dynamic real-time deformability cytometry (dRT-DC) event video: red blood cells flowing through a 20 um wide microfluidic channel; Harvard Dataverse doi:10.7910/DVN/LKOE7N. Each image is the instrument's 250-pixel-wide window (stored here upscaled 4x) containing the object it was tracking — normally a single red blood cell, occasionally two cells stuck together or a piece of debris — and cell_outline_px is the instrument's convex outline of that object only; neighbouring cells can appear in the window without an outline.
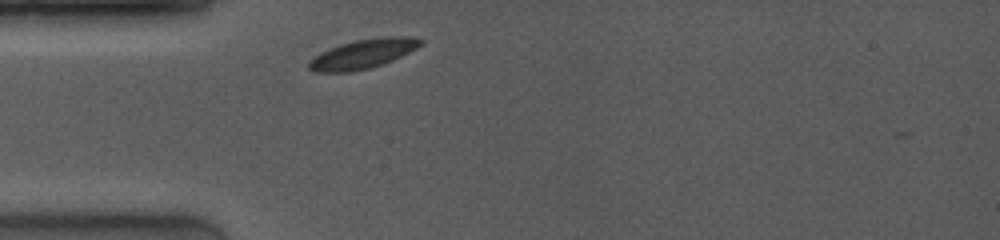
{"species": "common noctule bat (a hibernating species)", "species_latin": "Nyctalus noctula", "temperature_condition": "room temperature", "stored_images_in_passage": 25, "camera_frame_rate_fps": 4000, "um_per_image_px": 0.085, "animal": {"sex": "female", "body_mass_g": 19.0, "forearm_length_mm": 53.3}, "frame": {"image": 1, "passage_image": 1, "time_ms": 0.0, "image_size_px": [1000, 240], "cell_outline_px": [[424, 44], [392, 60], [368, 68], [352, 72], [312, 72], [308, 68], [308, 60], [320, 52], [328, 48], [340, 44], [356, 40], [380, 36], [408, 36], [424, 40]], "centroid_in_image_um": [30.81, 4.57], "position_along_channel_um": 54.2, "area_um2": 19.19}}
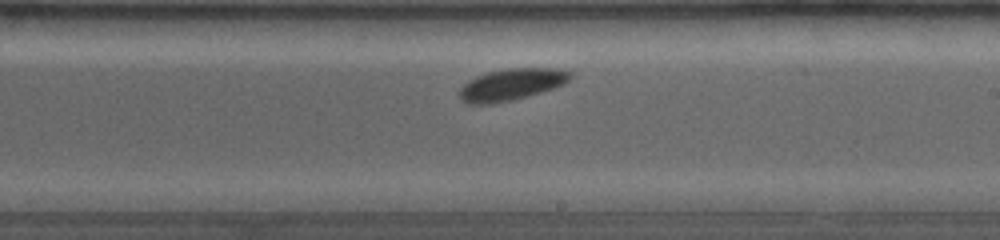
{"frame": {"image": 2, "passage_image": 14, "time_ms": 5.0, "image_size_px": [1000, 240], "cell_outline_px": [[572, 76], [564, 84], [528, 96], [512, 100], [488, 104], [468, 104], [460, 100], [460, 88], [468, 80], [476, 76], [488, 72], [504, 68], [560, 68], [572, 72]], "centroid_in_image_um": [43.46, 7.17], "position_along_channel_um": 245.5, "area_um2": 20.52}}
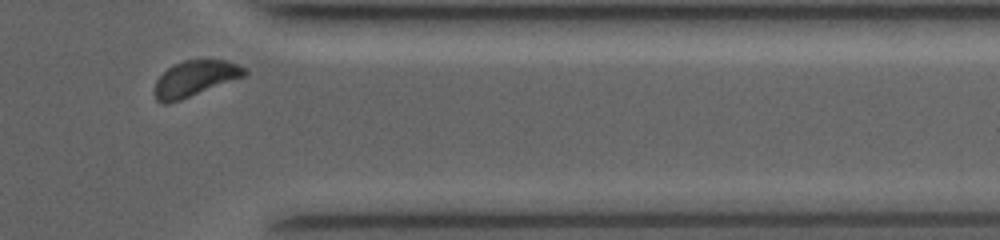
{"frame": {"image": 3, "passage_image": 23, "time_ms": 8.75, "image_size_px": [1000, 240], "cell_outline_px": [[248, 72], [244, 76], [180, 100], [168, 104], [160, 104], [156, 100], [152, 92], [156, 80], [172, 64], [184, 60], [228, 60], [248, 68]], "centroid_in_image_um": [16.54, 6.68], "position_along_channel_um": 394.9, "area_um2": 18.9}, "authors_computed_cell_mechanics": {"area_um2": 19.5364, "velocity_mm_per_s": 3.9664, "shape_relaxation_time_tau1_ms": 1.8619, "shape_relaxation_time_tau2_ms": null, "deformation_change_tau1": 0.0598, "deformation_change_tau2": null}}